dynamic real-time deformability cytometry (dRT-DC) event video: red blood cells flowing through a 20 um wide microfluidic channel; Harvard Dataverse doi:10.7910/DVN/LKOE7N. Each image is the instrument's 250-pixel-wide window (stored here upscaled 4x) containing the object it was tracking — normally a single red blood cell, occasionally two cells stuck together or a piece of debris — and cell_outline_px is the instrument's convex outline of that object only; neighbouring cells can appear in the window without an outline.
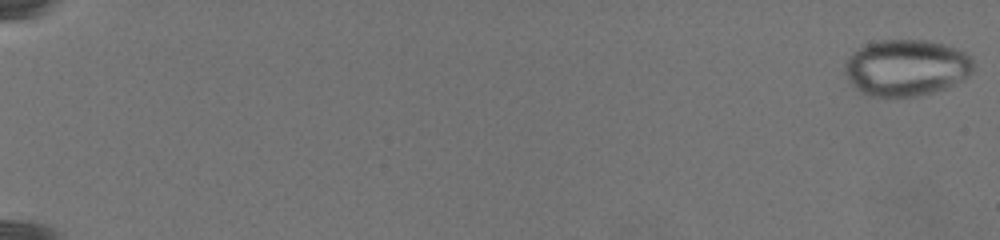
{"species": "common noctule bat (a hibernating species)", "species_latin": "Nyctalus noctula", "temperature_condition": "warm", "stored_images_in_passage": 7, "camera_frame_rate_fps": 3000, "um_per_image_px": 0.085, "animal": {"sex": "female", "body_mass_g": 19.5, "forearm_length_mm": 54.1}, "frame": {"image": 1, "passage_image": 1, "time_ms": 0.0, "image_size_px": [1000, 240], "cell_outline_px": [[976, 64], [972, 72], [960, 80], [944, 88], [920, 96], [896, 100], [864, 96], [848, 80], [844, 72], [844, 64], [848, 56], [852, 52], [868, 44], [880, 40], [928, 40], [944, 44], [956, 48], [972, 56]], "centroid_in_image_um": [77.0, 5.79], "position_along_channel_um": 8.0, "area_um2": 43.29}}